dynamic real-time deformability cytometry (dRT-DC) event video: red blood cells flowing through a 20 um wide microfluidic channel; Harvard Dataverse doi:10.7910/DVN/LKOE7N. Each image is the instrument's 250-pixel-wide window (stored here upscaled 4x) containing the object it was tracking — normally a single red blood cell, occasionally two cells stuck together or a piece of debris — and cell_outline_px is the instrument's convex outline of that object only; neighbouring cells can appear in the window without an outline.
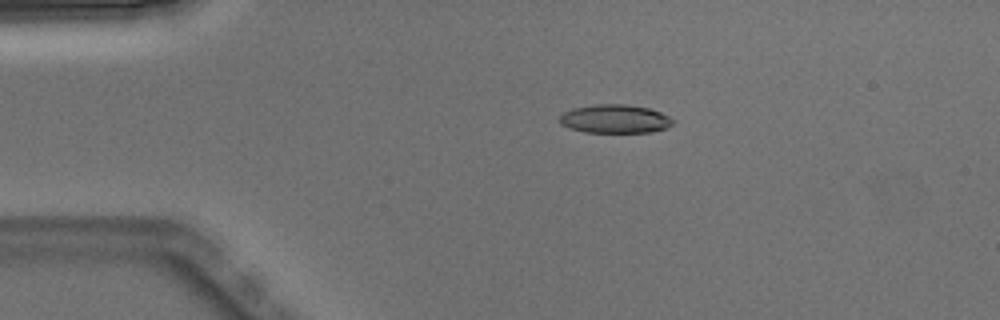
{"species": "Egyptian fruit bat (a non-hibernating species)", "species_latin": "Rousettus aegyptiacus", "temperature_condition": "warm", "stored_images_in_passage": 3, "camera_frame_rate_fps": 3000, "um_per_image_px": 0.085, "animal": {"sex": "male"}, "frame": {"image": 1, "passage_image": 2, "time_ms": 0.333, "image_size_px": [1000, 320], "cell_outline_px": [[676, 120], [672, 124], [664, 128], [652, 132], [584, 132], [560, 124], [560, 116], [564, 112], [572, 108], [596, 104], [624, 104], [648, 108], [660, 112]], "centroid_in_image_um": [52.27, 10.1], "position_along_channel_um": 32.7, "area_um2": 18.73}}